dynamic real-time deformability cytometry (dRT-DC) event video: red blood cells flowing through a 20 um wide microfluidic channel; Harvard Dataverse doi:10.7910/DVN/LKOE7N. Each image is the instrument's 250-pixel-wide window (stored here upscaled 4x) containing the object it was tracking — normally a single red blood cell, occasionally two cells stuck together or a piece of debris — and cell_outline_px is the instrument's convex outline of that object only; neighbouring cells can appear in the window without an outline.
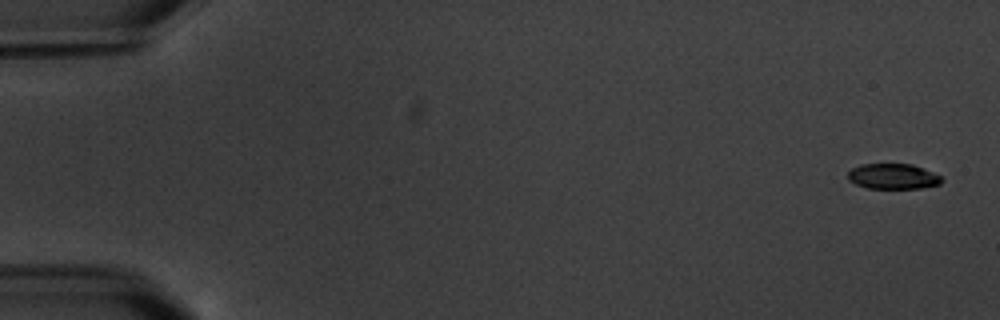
{"species": "common noctule bat (a hibernating species)", "species_latin": "Nyctalus noctula", "temperature_condition": "warm", "stored_images_in_passage": 7, "camera_frame_rate_fps": 3000, "um_per_image_px": 0.085, "animal": {"sex": "male", "body_mass_g": 20.1, "forearm_length_mm": 53.5}, "frame": {"image": 1, "passage_image": 1, "time_ms": 0.0, "image_size_px": [1000, 320], "cell_outline_px": [[944, 180], [940, 184], [920, 188], [868, 188], [856, 184], [848, 180], [848, 172], [852, 168], [860, 164], [912, 164], [932, 172], [940, 176]], "centroid_in_image_um": [75.89, 14.99], "position_along_channel_um": 9.1, "area_um2": 13.81}}
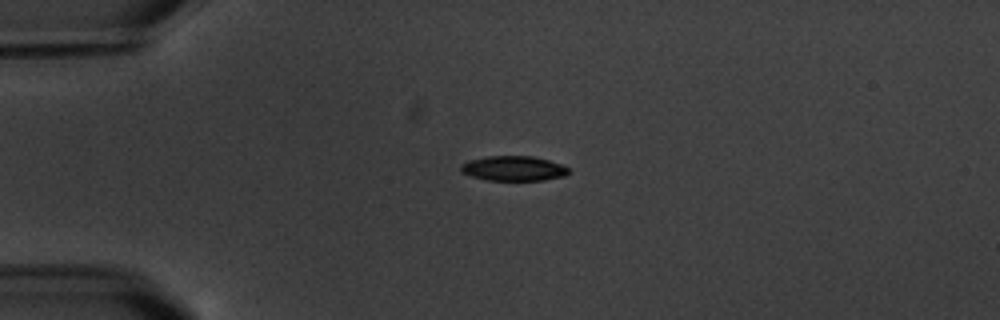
{"frame": {"image": 2, "passage_image": 5, "time_ms": 4.333, "image_size_px": [1000, 320], "cell_outline_px": [[568, 172], [564, 176], [544, 180], [488, 180], [472, 176], [460, 172], [460, 168], [468, 160], [488, 156], [532, 156], [548, 160], [560, 164], [568, 168]], "centroid_in_image_um": [43.64, 14.31], "position_along_channel_um": 41.4, "area_um2": 15.43}}